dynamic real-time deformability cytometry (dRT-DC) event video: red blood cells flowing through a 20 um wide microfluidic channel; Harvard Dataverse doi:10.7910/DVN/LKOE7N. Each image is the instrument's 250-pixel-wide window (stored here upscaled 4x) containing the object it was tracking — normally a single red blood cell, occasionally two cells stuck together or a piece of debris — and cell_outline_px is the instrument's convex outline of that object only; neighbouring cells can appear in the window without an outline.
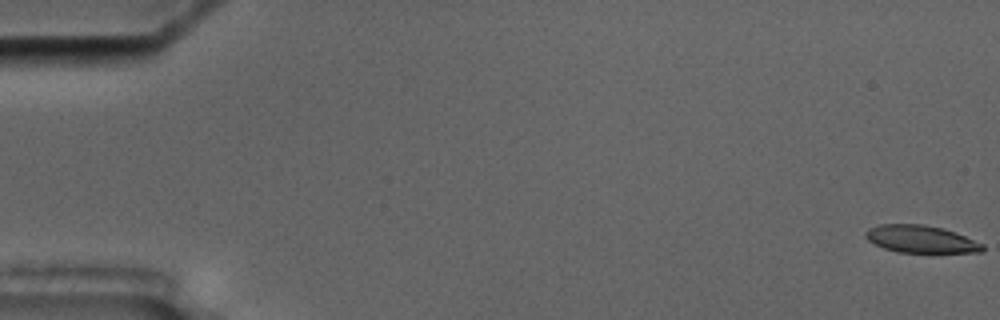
{"species": "common noctule bat (a hibernating species)", "species_latin": "Nyctalus noctula", "temperature_condition": "cold", "stored_images_in_passage": 6, "camera_frame_rate_fps": 3000, "um_per_image_px": 0.085, "animal": {"sex": "male", "body_mass_g": 17.5, "forearm_length_mm": 52.3}, "frame": {"image": 1, "passage_image": 1, "time_ms": 0.0, "image_size_px": [1000, 320], "cell_outline_px": [[984, 252], [896, 252], [884, 248], [868, 240], [864, 236], [864, 232], [868, 228], [880, 224], [924, 224], [944, 228], [984, 244]], "centroid_in_image_um": [78.25, 20.31], "position_along_channel_um": 6.7, "area_um2": 18.67}}
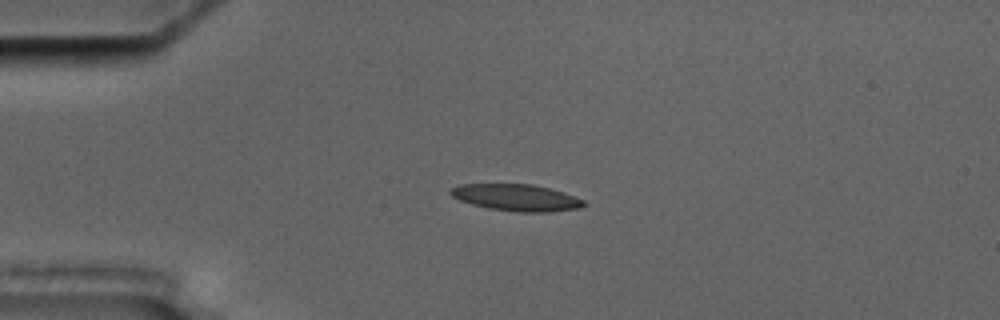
{"frame": {"image": 2, "passage_image": 5, "time_ms": 4.667, "image_size_px": [1000, 320], "cell_outline_px": [[588, 204], [580, 208], [548, 212], [516, 212], [488, 208], [472, 204], [460, 200], [452, 196], [448, 192], [452, 188], [460, 184], [532, 184], [548, 188], [584, 200]], "centroid_in_image_um": [43.88, 16.8], "position_along_channel_um": 41.1, "area_um2": 20.58}}